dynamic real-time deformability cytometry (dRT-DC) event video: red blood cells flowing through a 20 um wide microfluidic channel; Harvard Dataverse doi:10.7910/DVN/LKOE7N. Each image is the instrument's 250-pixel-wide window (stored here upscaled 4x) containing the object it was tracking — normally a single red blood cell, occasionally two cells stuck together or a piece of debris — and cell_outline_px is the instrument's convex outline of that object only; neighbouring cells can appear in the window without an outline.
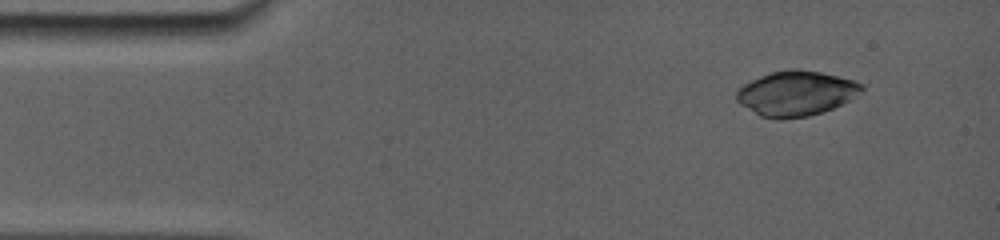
{"species": "common noctule bat (a hibernating species)", "species_latin": "Nyctalus noctula", "temperature_condition": "room temperature", "stored_images_in_passage": 15, "camera_frame_rate_fps": 5000, "um_per_image_px": 0.085, "animal": {"sex": "female", "body_mass_g": 19.0, "forearm_length_mm": 56.7}, "frame": {"image": 1, "passage_image": 5, "time_ms": 1.2, "image_size_px": [1000, 240], "cell_outline_px": [[864, 92], [832, 108], [808, 116], [760, 116], [740, 104], [736, 100], [736, 88], [760, 76], [772, 72], [788, 68], [800, 68], [820, 72], [856, 80], [864, 84]], "centroid_in_image_um": [67.69, 7.88], "position_along_channel_um": 17.3, "area_um2": 32.37}}